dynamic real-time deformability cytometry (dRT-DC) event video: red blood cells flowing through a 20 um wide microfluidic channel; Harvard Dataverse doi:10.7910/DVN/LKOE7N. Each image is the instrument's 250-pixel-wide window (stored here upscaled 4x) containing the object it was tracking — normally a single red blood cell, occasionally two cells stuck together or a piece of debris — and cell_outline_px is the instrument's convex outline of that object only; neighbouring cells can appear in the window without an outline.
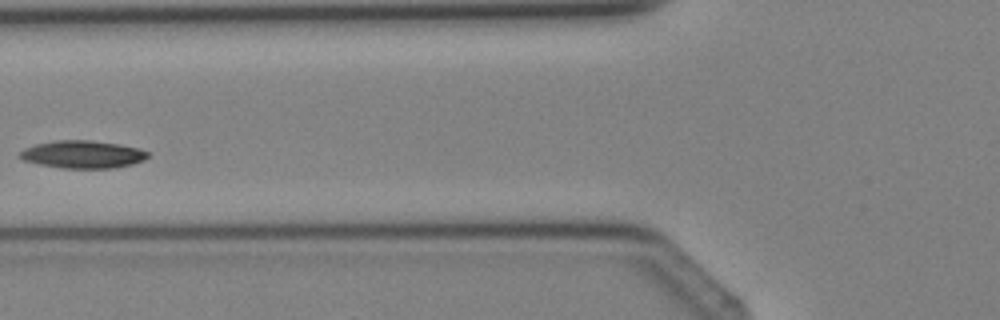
{"species": "Egyptian fruit bat (a non-hibernating species)", "species_latin": "Rousettus aegyptiacus", "temperature_condition": "cold", "stored_images_in_passage": 4, "camera_frame_rate_fps": 3000, "um_per_image_px": 0.085, "animal": {"sex": "female"}, "frame": {"image": 1, "passage_image": 4, "time_ms": 3.333, "image_size_px": [1000, 320], "cell_outline_px": [[148, 156], [144, 160], [132, 164], [116, 168], [60, 168], [40, 164], [24, 160], [16, 156], [24, 148], [36, 144], [56, 140], [88, 140], [120, 144], [136, 148], [148, 152]], "centroid_in_image_um": [7.0, 13.12], "position_along_channel_um": 118.8, "area_um2": 20.58}}